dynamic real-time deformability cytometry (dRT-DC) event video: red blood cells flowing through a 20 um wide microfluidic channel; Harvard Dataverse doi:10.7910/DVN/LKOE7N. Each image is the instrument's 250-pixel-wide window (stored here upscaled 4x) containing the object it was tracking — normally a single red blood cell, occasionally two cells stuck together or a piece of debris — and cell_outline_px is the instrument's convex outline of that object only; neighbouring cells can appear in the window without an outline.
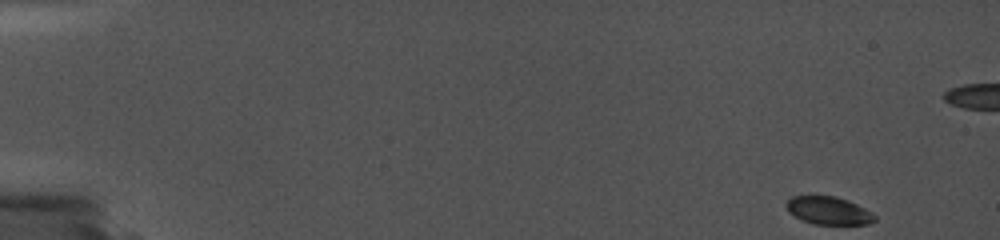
{"species": "common noctule bat (a hibernating species)", "species_latin": "Nyctalus noctula", "temperature_condition": "cold", "stored_images_in_passage": 47, "segment_of_instrument_passage": [1, 2], "camera_frame_rate_fps": 5000, "um_per_image_px": 0.085, "animal": {"sex": "female", "body_mass_g": 19.0, "forearm_length_mm": 56.7}, "frame": {"image": 1, "passage_image": 1, "time_ms": 0.0, "image_size_px": [1000, 240], "cell_outline_px": [[876, 220], [868, 224], [812, 224], [788, 212], [784, 204], [792, 196], [836, 196], [848, 200], [872, 212], [876, 216]], "centroid_in_image_um": [70.43, 17.89], "position_along_channel_um": 14.6, "area_um2": 14.33}}
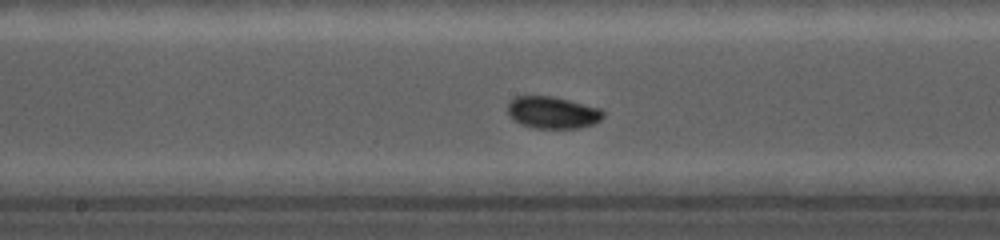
{"frame": {"image": 2, "passage_image": 21, "time_ms": 9.2, "image_size_px": [1000, 240], "cell_outline_px": [[604, 116], [600, 120], [592, 124], [580, 128], [536, 128], [520, 124], [508, 112], [508, 104], [516, 96], [556, 96], [600, 108], [604, 112]], "centroid_in_image_um": [47.01, 9.55], "position_along_channel_um": 201.2, "area_um2": 17.74}}
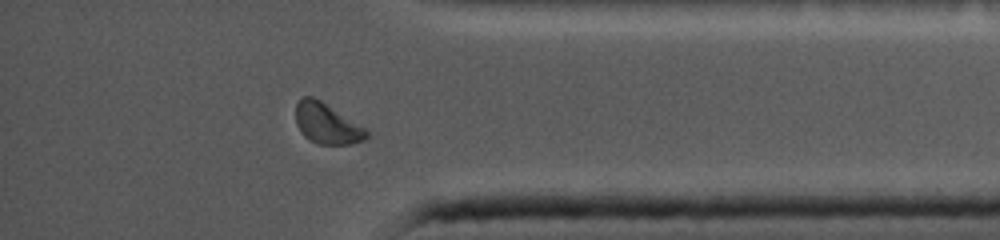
{"frame": {"image": 3, "passage_image": 38, "time_ms": 14.8, "image_size_px": [1000, 240], "cell_outline_px": [[368, 136], [364, 140], [352, 144], [320, 144], [304, 136], [300, 132], [296, 124], [296, 104], [300, 96], [312, 96], [320, 100], [364, 128], [368, 132]], "centroid_in_image_um": [27.74, 10.5], "position_along_channel_um": 407.5, "area_um2": 16.47}}